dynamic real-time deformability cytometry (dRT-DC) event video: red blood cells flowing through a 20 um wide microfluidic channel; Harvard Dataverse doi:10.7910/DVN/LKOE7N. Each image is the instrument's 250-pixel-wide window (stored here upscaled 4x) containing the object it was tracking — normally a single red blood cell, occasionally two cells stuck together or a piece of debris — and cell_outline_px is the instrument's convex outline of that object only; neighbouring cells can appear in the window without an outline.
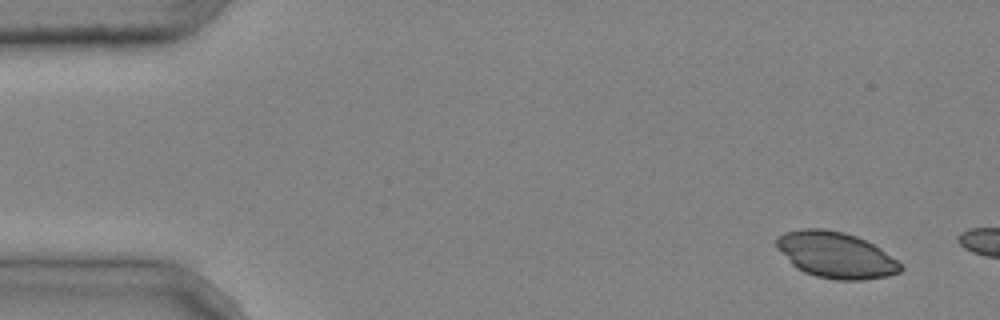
{"species": "common noctule bat (a hibernating species)", "species_latin": "Nyctalus noctula", "temperature_condition": "cold", "stored_images_in_passage": 3, "camera_frame_rate_fps": 3000, "um_per_image_px": 0.085, "animal": {"sex": "male", "body_mass_g": 20.4}, "frame": {"image": 1, "passage_image": 1, "time_ms": 0.0, "image_size_px": [1000, 320], "cell_outline_px": [[904, 268], [900, 272], [888, 276], [860, 280], [836, 280], [816, 276], [804, 272], [796, 268], [776, 248], [776, 236], [784, 232], [800, 228], [824, 228], [844, 232], [856, 236], [880, 248], [896, 260]], "centroid_in_image_um": [71.0, 21.66], "position_along_channel_um": 14.0, "area_um2": 33.41}}